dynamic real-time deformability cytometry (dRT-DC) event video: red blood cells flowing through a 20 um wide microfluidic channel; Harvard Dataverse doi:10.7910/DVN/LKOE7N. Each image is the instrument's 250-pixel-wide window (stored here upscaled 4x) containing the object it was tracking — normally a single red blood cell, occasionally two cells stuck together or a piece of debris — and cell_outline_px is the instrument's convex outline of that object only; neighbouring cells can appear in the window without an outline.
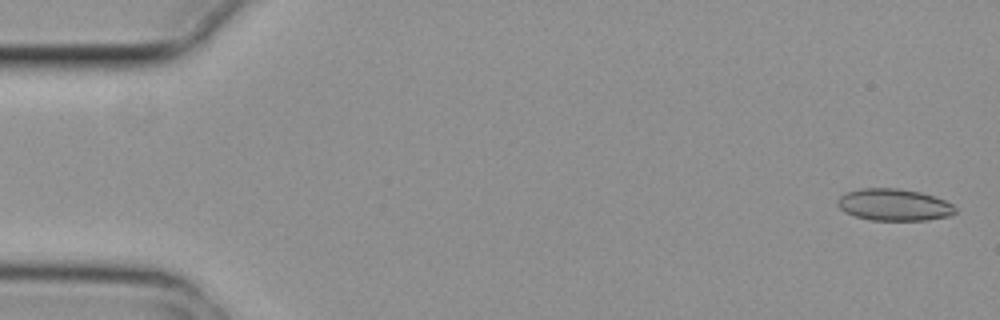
{"species": "common noctule bat (a hibernating species)", "species_latin": "Nyctalus noctula", "temperature_condition": "cold", "stored_images_in_passage": 5, "camera_frame_rate_fps": 3000, "um_per_image_px": 0.085, "animal": {"sex": "female", "body_mass_g": 29.2, "forearm_length_mm": 56.3}, "frame": {"image": 1, "passage_image": 1, "time_ms": 0.0, "image_size_px": [1000, 320], "cell_outline_px": [[956, 212], [948, 216], [928, 220], [872, 220], [856, 216], [844, 212], [836, 204], [836, 200], [840, 196], [848, 192], [860, 188], [896, 188], [920, 192], [944, 200], [952, 204], [956, 208]], "centroid_in_image_um": [75.97, 17.41], "position_along_channel_um": 9.0, "area_um2": 21.79}}
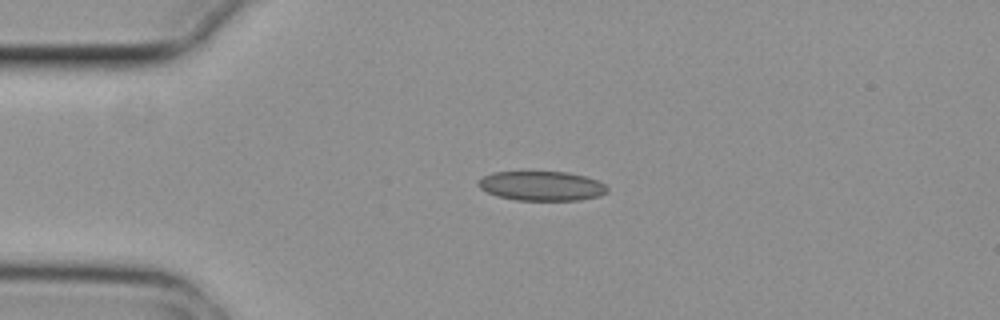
{"frame": {"image": 2, "passage_image": 4, "time_ms": 1.0, "image_size_px": [1000, 320], "cell_outline_px": [[608, 192], [600, 196], [580, 200], [516, 200], [496, 196], [480, 188], [476, 184], [476, 180], [492, 172], [568, 172], [600, 180], [608, 188]], "centroid_in_image_um": [46.04, 15.8], "position_along_channel_um": 39.0, "area_um2": 22.37}}